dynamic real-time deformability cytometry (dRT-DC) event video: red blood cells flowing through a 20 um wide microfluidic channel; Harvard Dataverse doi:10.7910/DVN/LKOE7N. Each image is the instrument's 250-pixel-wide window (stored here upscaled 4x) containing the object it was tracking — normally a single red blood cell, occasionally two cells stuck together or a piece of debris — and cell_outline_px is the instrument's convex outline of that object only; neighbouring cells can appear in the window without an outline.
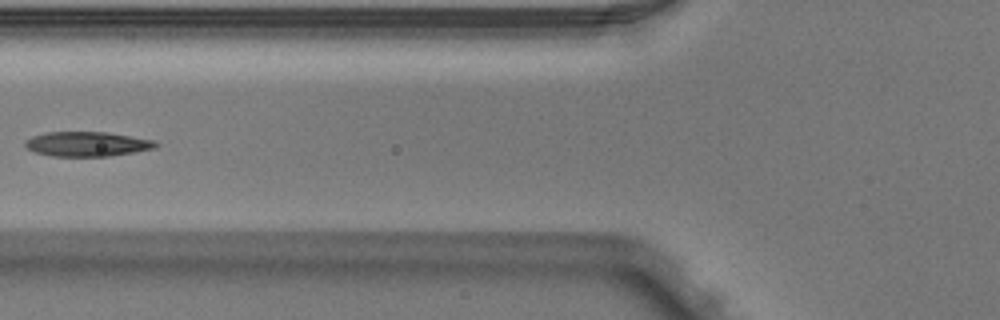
{"species": "Egyptian fruit bat (a non-hibernating species)", "species_latin": "Rousettus aegyptiacus", "temperature_condition": "warm", "stored_images_in_passage": 5, "camera_frame_rate_fps": 3000, "um_per_image_px": 0.085, "animal": {"sex": "male"}, "frame": {"image": 1, "passage_image": 4, "time_ms": 1.0, "image_size_px": [1000, 320], "cell_outline_px": [[160, 144], [156, 148], [136, 152], [112, 156], [52, 156], [36, 152], [28, 148], [24, 144], [24, 140], [32, 136], [44, 132], [104, 132], [156, 140]], "centroid_in_image_um": [7.44, 12.24], "position_along_channel_um": 118.4, "area_um2": 18.9}}
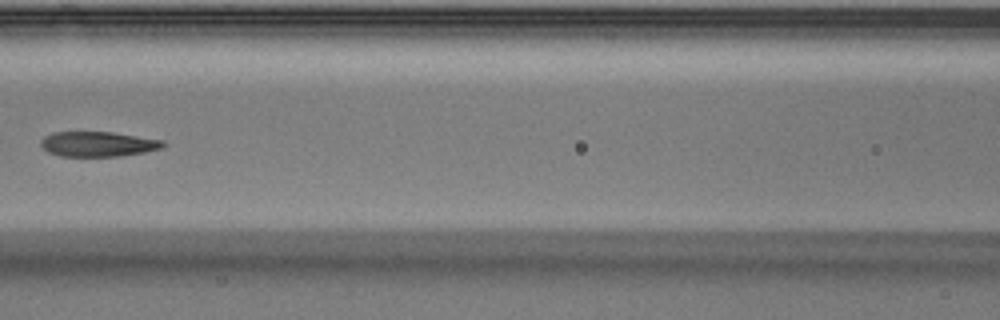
{"frame": {"image": 2, "passage_image": 5, "time_ms": 1.333, "image_size_px": [1000, 320], "cell_outline_px": [[168, 144], [160, 148], [144, 152], [120, 156], [60, 156], [48, 152], [40, 144], [40, 140], [44, 136], [52, 132], [112, 132], [164, 140]], "centroid_in_image_um": [8.33, 12.24], "position_along_channel_um": 158.3, "area_um2": 17.86}}